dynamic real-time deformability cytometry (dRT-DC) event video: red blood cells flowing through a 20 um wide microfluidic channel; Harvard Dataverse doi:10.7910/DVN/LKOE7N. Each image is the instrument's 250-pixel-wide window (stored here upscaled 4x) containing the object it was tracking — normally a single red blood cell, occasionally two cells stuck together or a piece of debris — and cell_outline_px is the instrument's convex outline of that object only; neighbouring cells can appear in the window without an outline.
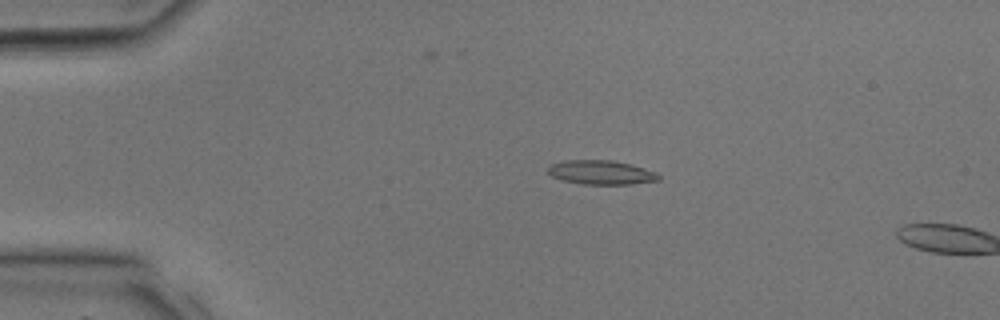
{"species": "common noctule bat (a hibernating species)", "species_latin": "Nyctalus noctula", "temperature_condition": "room temperature", "stored_images_in_passage": 5, "camera_frame_rate_fps": 3000, "um_per_image_px": 0.085, "animal": {"sex": "male", "body_mass_g": 17.9, "forearm_length_mm": 54.2}, "frame": {"image": 1, "passage_image": 3, "time_ms": 0.667, "image_size_px": [1000, 320], "cell_outline_px": [[660, 180], [628, 184], [584, 184], [564, 180], [552, 176], [548, 172], [548, 168], [552, 164], [564, 160], [612, 160], [632, 164], [656, 172], [660, 176]], "centroid_in_image_um": [51.12, 14.64], "position_along_channel_um": 33.9, "area_um2": 15.43}}